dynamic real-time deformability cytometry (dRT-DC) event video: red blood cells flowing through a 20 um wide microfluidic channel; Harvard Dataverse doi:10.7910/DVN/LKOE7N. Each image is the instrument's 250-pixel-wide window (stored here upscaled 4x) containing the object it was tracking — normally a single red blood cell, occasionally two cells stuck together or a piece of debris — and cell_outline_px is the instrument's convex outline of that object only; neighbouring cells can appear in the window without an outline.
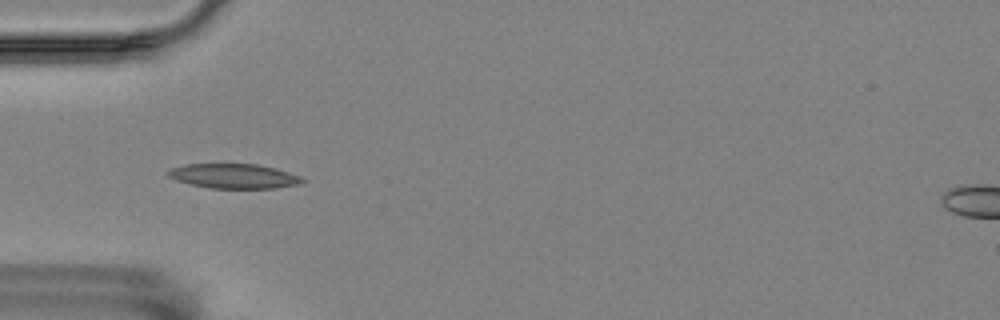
{"species": "Egyptian fruit bat (a non-hibernating species)", "species_latin": "Rousettus aegyptiacus", "temperature_condition": "room temperature", "stored_images_in_passage": 6, "camera_frame_rate_fps": 3000, "um_per_image_px": 0.085, "animal": {"sex": "female"}, "frame": {"image": 1, "passage_image": 3, "time_ms": 0.667, "image_size_px": [1000, 320], "cell_outline_px": [[308, 180], [300, 184], [276, 188], [208, 188], [176, 180], [168, 176], [164, 172], [168, 168], [184, 164], [256, 164], [288, 172], [300, 176]], "centroid_in_image_um": [19.84, 14.97], "position_along_channel_um": 65.2, "area_um2": 19.36}}
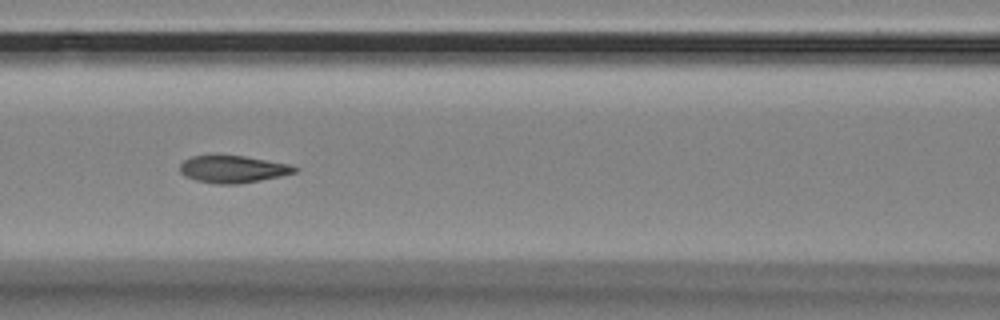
{"frame": {"image": 2, "passage_image": 5, "time_ms": 1.333, "image_size_px": [1000, 320], "cell_outline_px": [[300, 172], [240, 184], [216, 184], [196, 180], [184, 176], [180, 172], [180, 164], [184, 160], [192, 156], [244, 156], [288, 164], [300, 168]], "centroid_in_image_um": [19.82, 14.39], "position_along_channel_um": 146.8, "area_um2": 18.15}}
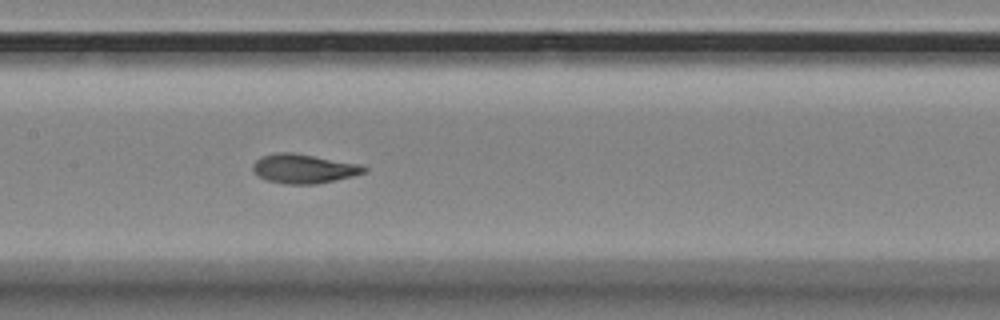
{"frame": {"image": 3, "passage_image": 6, "time_ms": 1.667, "image_size_px": [1000, 320], "cell_outline_px": [[368, 172], [352, 176], [316, 184], [284, 184], [268, 180], [260, 176], [252, 168], [252, 164], [256, 160], [264, 156], [276, 152], [292, 152], [360, 164], [368, 168]], "centroid_in_image_um": [25.85, 14.33], "position_along_channel_um": 181.6, "area_um2": 18.79}}